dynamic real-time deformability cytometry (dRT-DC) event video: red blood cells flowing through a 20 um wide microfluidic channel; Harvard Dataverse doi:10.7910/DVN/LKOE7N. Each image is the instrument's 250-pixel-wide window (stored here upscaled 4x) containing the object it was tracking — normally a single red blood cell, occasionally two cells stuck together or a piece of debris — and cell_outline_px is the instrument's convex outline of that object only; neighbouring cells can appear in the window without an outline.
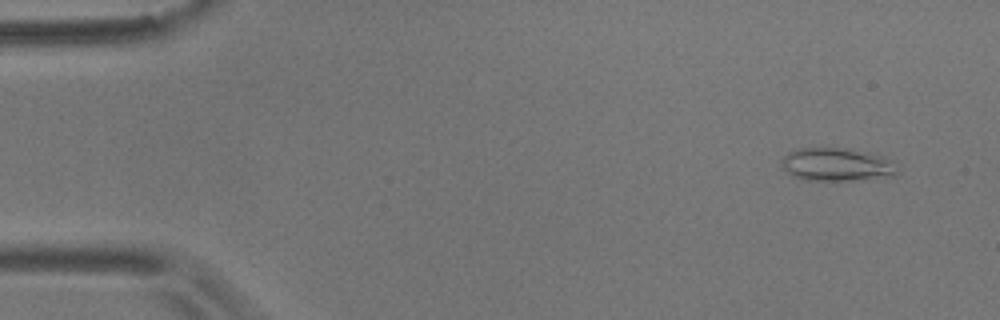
{"species": "common noctule bat (a hibernating species)", "species_latin": "Nyctalus noctula", "temperature_condition": "room temperature", "stored_images_in_passage": 3, "camera_frame_rate_fps": 3000, "um_per_image_px": 0.085, "animal": {"sex": "male", "body_mass_g": 17.9}, "frame": {"image": 1, "passage_image": 1, "time_ms": 0.0, "image_size_px": [1000, 320], "cell_outline_px": [[896, 172], [892, 176], [852, 180], [804, 180], [792, 176], [780, 164], [780, 160], [788, 152], [800, 148], [852, 148], [872, 152], [884, 156], [892, 160]], "centroid_in_image_um": [71.1, 13.96], "position_along_channel_um": 13.9, "area_um2": 22.48}}